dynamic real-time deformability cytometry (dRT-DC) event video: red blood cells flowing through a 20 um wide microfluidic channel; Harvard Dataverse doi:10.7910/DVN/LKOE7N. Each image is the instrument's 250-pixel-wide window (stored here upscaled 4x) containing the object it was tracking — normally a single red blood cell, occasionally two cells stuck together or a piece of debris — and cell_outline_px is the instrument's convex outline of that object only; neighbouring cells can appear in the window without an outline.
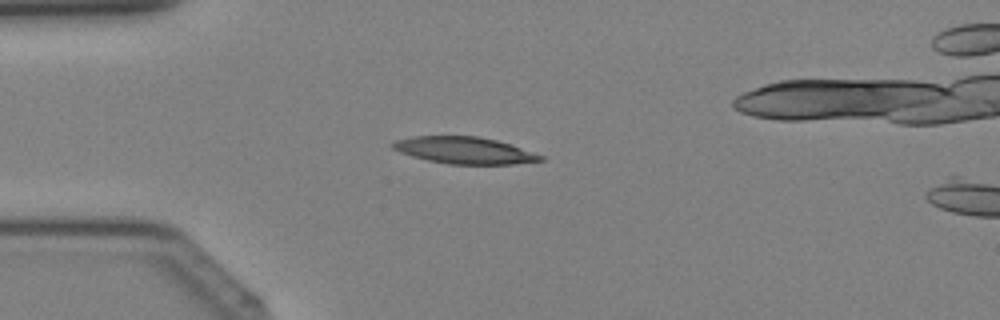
{"species": "Egyptian fruit bat (a non-hibernating species)", "species_latin": "Rousettus aegyptiacus", "temperature_condition": "cold", "stored_images_in_passage": 34, "camera_frame_rate_fps": 3000, "um_per_image_px": 0.085, "animal": {"sex": "female"}, "frame": {"image": 1, "passage_image": 9, "time_ms": 2.667, "image_size_px": [1000, 320], "cell_outline_px": [[544, 160], [512, 164], [448, 164], [428, 160], [412, 156], [400, 152], [392, 148], [388, 144], [396, 140], [416, 136], [476, 136], [496, 140], [544, 156]], "centroid_in_image_um": [39.42, 12.78], "position_along_channel_um": 45.6, "area_um2": 22.83}}
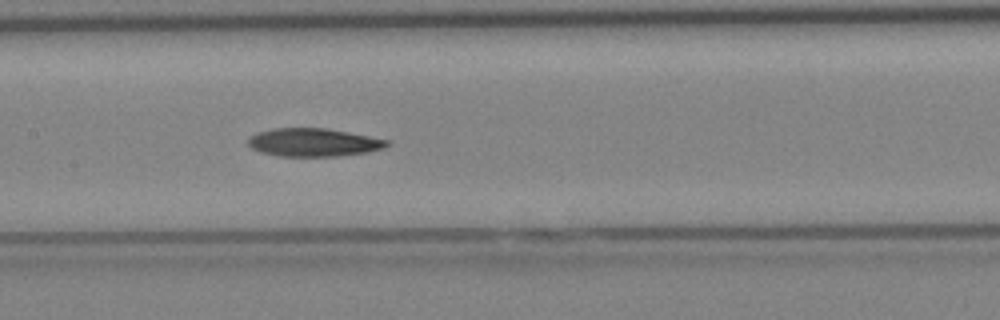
{"frame": {"image": 2, "passage_image": 18, "time_ms": 5.667, "image_size_px": [1000, 320], "cell_outline_px": [[388, 144], [384, 148], [368, 152], [336, 156], [280, 156], [260, 152], [252, 148], [248, 144], [248, 140], [256, 132], [272, 128], [328, 128], [388, 140]], "centroid_in_image_um": [26.62, 12.1], "position_along_channel_um": 180.8, "area_um2": 22.66}}
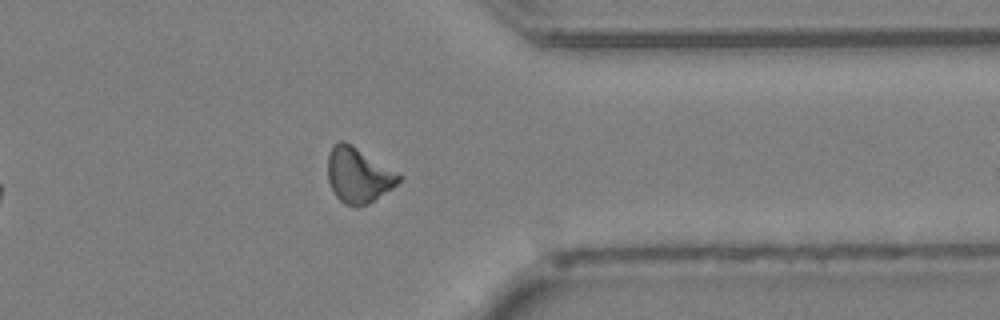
{"frame": {"image": 3, "passage_image": 30, "time_ms": 9.667, "image_size_px": [1000, 320], "cell_outline_px": [[404, 176], [392, 188], [368, 204], [356, 208], [344, 204], [336, 196], [328, 180], [328, 156], [332, 144], [340, 140], [352, 144]], "centroid_in_image_um": [30.45, 14.89], "position_along_channel_um": 380.9, "area_um2": 22.95}}